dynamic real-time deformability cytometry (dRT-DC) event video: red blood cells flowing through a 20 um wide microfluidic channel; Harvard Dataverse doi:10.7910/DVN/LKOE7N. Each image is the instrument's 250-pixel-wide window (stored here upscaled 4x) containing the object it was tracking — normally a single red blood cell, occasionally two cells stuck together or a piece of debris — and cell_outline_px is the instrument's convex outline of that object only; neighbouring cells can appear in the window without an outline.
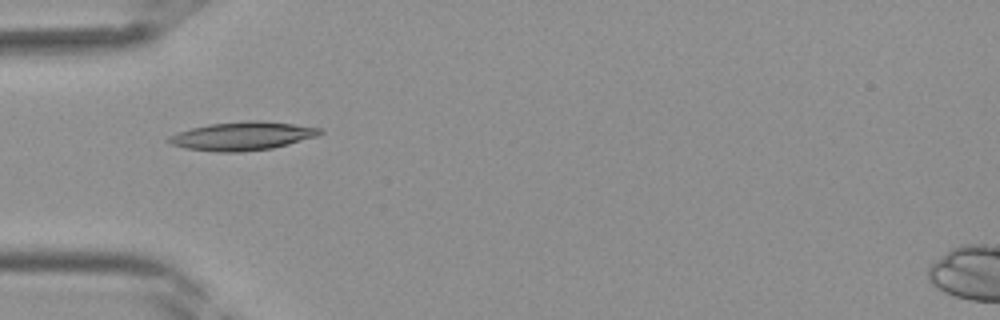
{"species": "Egyptian fruit bat (a non-hibernating species)", "species_latin": "Rousettus aegyptiacus", "temperature_condition": "room temperature", "stored_images_in_passage": 24, "camera_frame_rate_fps": 3000, "um_per_image_px": 0.085, "frame": {"image": 1, "passage_image": 1, "time_ms": 0.0, "image_size_px": [1000, 320], "cell_outline_px": [[324, 132], [316, 136], [288, 144], [272, 148], [240, 152], [216, 152], [184, 148], [172, 144], [164, 140], [168, 136], [176, 132], [208, 124], [248, 120], [260, 120], [324, 128]], "centroid_in_image_um": [20.57, 11.56], "position_along_channel_um": 64.4, "area_um2": 25.2}}
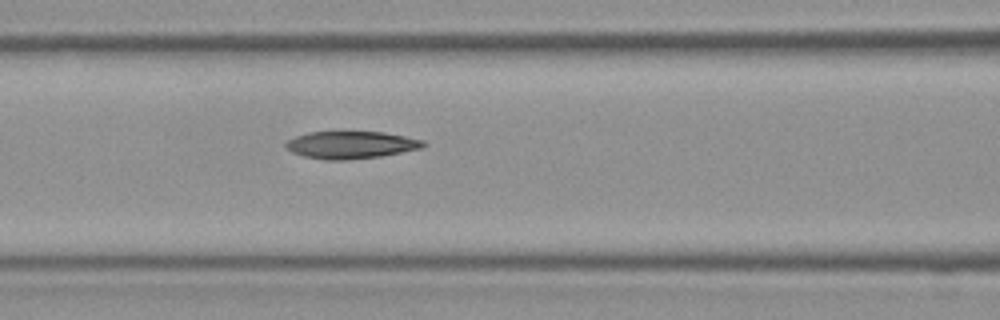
{"frame": {"image": 2, "passage_image": 5, "time_ms": 1.333, "image_size_px": [1000, 320], "cell_outline_px": [[428, 144], [424, 148], [380, 156], [348, 160], [324, 160], [304, 156], [292, 152], [284, 144], [288, 140], [296, 136], [308, 132], [384, 132], [424, 140]], "centroid_in_image_um": [29.87, 12.32], "position_along_channel_um": 136.7, "area_um2": 21.96}}
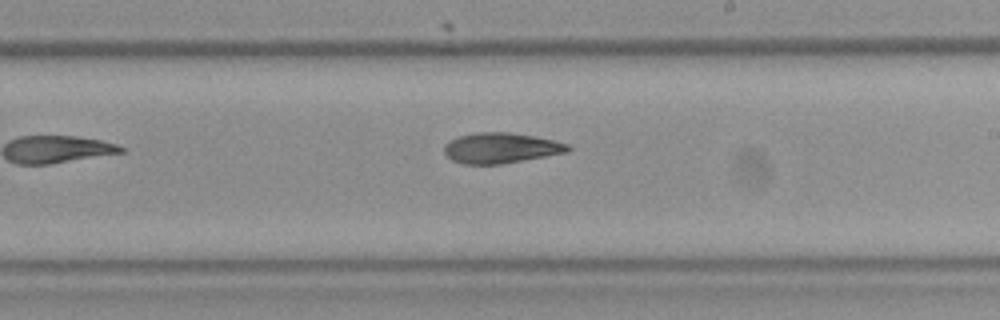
{"frame": {"image": 3, "passage_image": 11, "time_ms": 3.333, "image_size_px": [1000, 320], "cell_outline_px": [[572, 148], [568, 152], [500, 164], [464, 164], [452, 160], [444, 152], [444, 144], [460, 136], [476, 132], [508, 132], [532, 136], [552, 140], [568, 144]], "centroid_in_image_um": [42.56, 12.58], "position_along_channel_um": 246.4, "area_um2": 21.68}}